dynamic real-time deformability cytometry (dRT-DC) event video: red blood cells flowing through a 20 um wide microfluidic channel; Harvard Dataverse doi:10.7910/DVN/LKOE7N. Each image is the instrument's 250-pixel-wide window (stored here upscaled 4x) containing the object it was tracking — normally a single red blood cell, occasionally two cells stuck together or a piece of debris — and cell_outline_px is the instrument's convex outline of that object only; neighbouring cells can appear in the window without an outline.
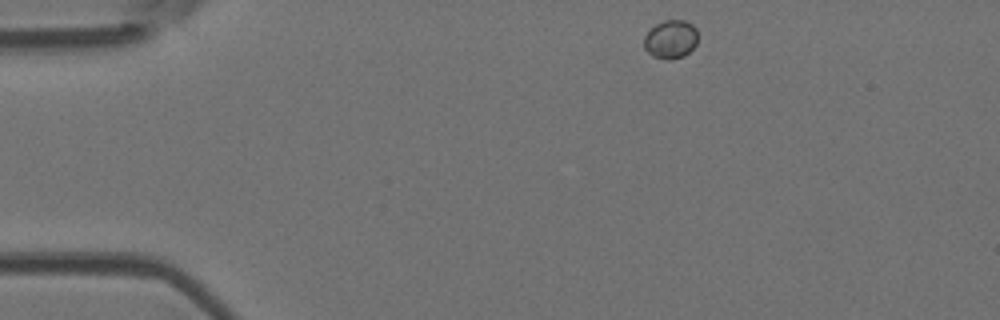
{"species": "Egyptian fruit bat (a non-hibernating species)", "species_latin": "Rousettus aegyptiacus", "temperature_condition": "room temperature", "stored_images_in_passage": 3, "camera_frame_rate_fps": 3000, "um_per_image_px": 0.085, "animal": {"sex": "female"}, "frame": {"image": 1, "passage_image": 1, "time_ms": 0.0, "image_size_px": [1000, 320], "cell_outline_px": [[696, 44], [684, 56], [668, 60], [652, 56], [644, 48], [644, 36], [656, 24], [664, 20], [684, 20], [692, 24], [696, 28]], "centroid_in_image_um": [56.99, 3.34], "position_along_channel_um": 28.0, "area_um2": 11.96}}